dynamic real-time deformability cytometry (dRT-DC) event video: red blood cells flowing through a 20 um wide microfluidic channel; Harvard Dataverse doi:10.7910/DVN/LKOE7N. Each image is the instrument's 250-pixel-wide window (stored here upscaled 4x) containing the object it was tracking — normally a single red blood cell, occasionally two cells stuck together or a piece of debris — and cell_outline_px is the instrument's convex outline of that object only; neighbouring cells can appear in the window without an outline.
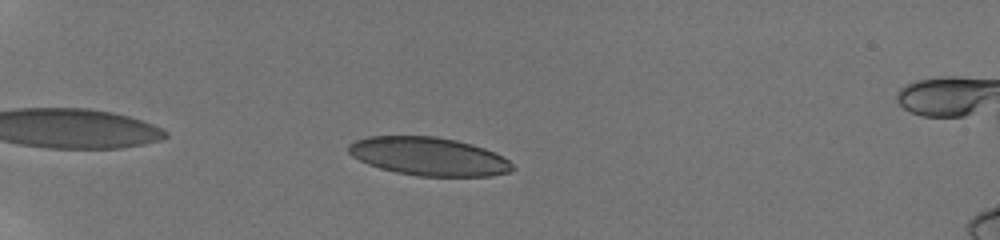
{"species": "human", "species_latin": "Homo sapiens", "temperature_condition": "room temperature", "stored_images_in_passage": 44, "camera_frame_rate_fps": 3000, "um_per_image_px": 0.085, "donor": {"sex": "male"}, "frame": {"image": 1, "passage_image": 6, "time_ms": 1.667, "image_size_px": [1000, 240], "cell_outline_px": [[516, 168], [508, 172], [492, 176], [416, 176], [396, 172], [380, 168], [368, 164], [352, 156], [348, 152], [348, 144], [356, 140], [368, 136], [436, 136], [456, 140], [472, 144], [484, 148], [508, 160]], "centroid_in_image_um": [36.42, 13.29], "position_along_channel_um": 48.6, "area_um2": 36.53}}
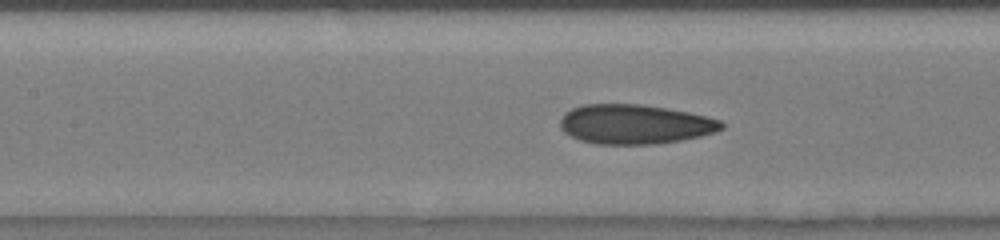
{"frame": {"image": 2, "passage_image": 18, "time_ms": 5.667, "image_size_px": [1000, 240], "cell_outline_px": [[724, 128], [716, 132], [700, 136], [680, 140], [656, 144], [596, 144], [580, 140], [564, 132], [560, 128], [560, 120], [564, 112], [572, 108], [584, 104], [640, 104], [668, 108], [688, 112], [720, 120], [724, 124]], "centroid_in_image_um": [53.94, 10.56], "position_along_channel_um": 153.5, "area_um2": 37.22}}
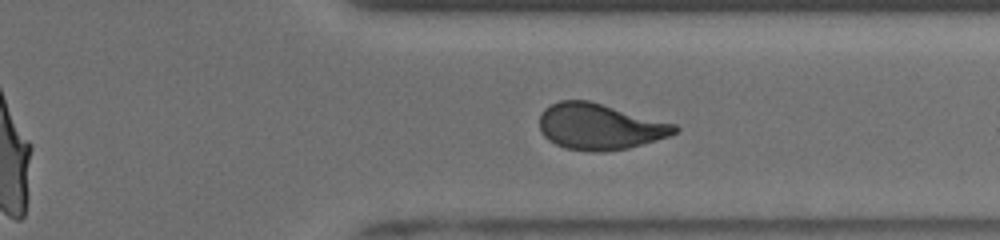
{"frame": {"image": 3, "passage_image": 34, "time_ms": 11.0, "image_size_px": [1000, 240], "cell_outline_px": [[680, 128], [676, 132], [668, 136], [628, 148], [604, 152], [592, 152], [564, 148], [548, 140], [544, 136], [540, 128], [540, 112], [544, 108], [560, 100], [588, 100], [676, 124]], "centroid_in_image_um": [50.95, 10.76], "position_along_channel_um": 360.5, "area_um2": 36.24}, "authors_computed_cell_mechanics": {"area_um2": 36.6163, "velocity_mm_per_s": 3.8844, "shape_relaxation_time_tau1_ms": null, "shape_relaxation_time_tau2_ms": 1.1697, "deformation_change_tau1": null, "deformation_change_tau2": 0.0897}}